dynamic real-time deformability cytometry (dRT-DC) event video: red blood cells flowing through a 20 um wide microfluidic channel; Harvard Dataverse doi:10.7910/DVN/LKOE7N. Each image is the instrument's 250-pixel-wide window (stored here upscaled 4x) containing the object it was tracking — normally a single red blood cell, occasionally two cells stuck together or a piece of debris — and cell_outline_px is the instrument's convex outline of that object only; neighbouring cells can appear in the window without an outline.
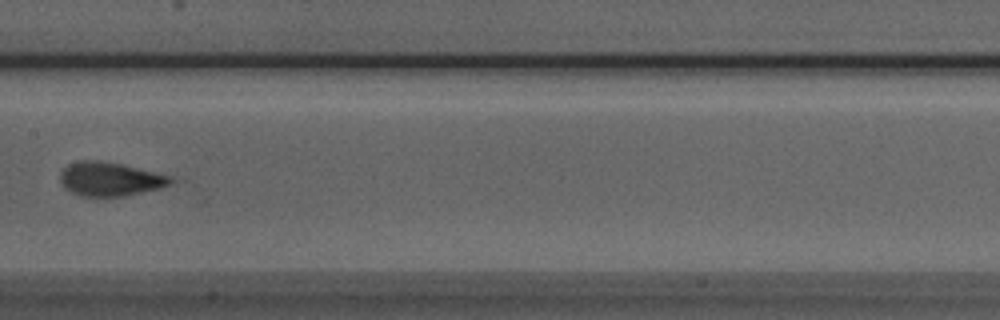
{"species": "Egyptian fruit bat (a non-hibernating species)", "species_latin": "Rousettus aegyptiacus", "temperature_condition": "room temperature", "stored_images_in_passage": 9, "camera_frame_rate_fps": 3000, "um_per_image_px": 0.085, "animal": {"sex": "male"}, "frame": {"image": 1, "passage_image": 8, "time_ms": 2.333, "image_size_px": [1000, 320], "cell_outline_px": [[184, 180], [160, 188], [124, 196], [80, 196], [64, 188], [60, 184], [60, 172], [68, 164], [80, 160], [96, 160], [120, 164]], "centroid_in_image_um": [9.36, 15.23], "position_along_channel_um": 198.0, "area_um2": 21.85}}
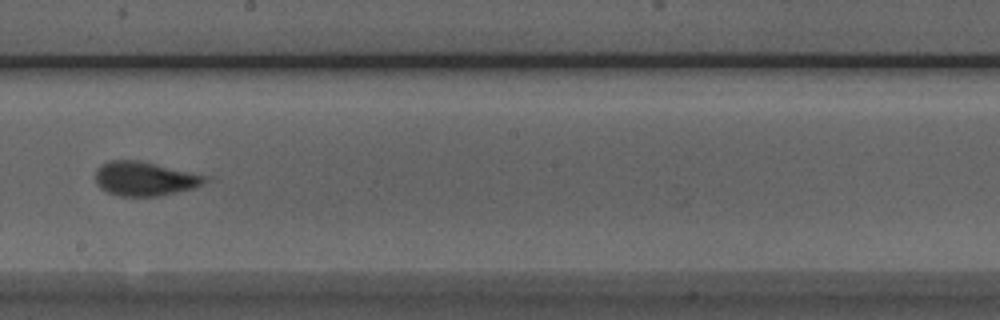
{"frame": {"image": 2, "passage_image": 9, "time_ms": 2.667, "image_size_px": [1000, 320], "cell_outline_px": [[216, 176], [212, 180], [192, 188], [160, 196], [120, 196], [108, 192], [100, 188], [96, 184], [96, 168], [100, 164], [108, 160], [140, 160]], "centroid_in_image_um": [12.4, 15.16], "position_along_channel_um": 235.8, "area_um2": 22.54}}